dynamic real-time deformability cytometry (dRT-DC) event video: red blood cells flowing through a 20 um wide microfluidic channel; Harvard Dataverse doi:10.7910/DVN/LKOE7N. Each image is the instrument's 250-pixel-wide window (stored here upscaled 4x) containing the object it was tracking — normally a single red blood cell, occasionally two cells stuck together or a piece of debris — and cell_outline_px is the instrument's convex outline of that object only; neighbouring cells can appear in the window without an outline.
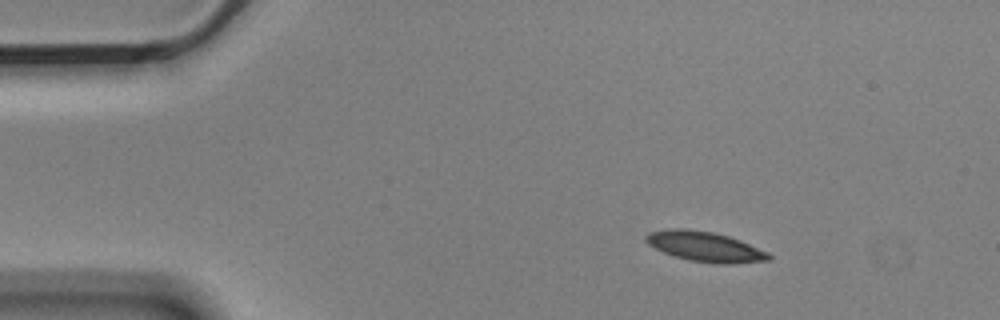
{"species": "Egyptian fruit bat (a non-hibernating species)", "species_latin": "Rousettus aegyptiacus", "temperature_condition": "cold", "stored_images_in_passage": 4, "camera_frame_rate_fps": 3000, "um_per_image_px": 0.085, "animal": {"sex": "male"}, "frame": {"image": 1, "passage_image": 1, "time_ms": 0.0, "image_size_px": [1000, 320], "cell_outline_px": [[772, 256], [768, 260], [728, 264], [716, 264], [688, 260], [664, 252], [648, 244], [644, 240], [644, 236], [648, 232], [668, 228], [688, 228], [712, 232], [728, 236], [740, 240], [768, 252]], "centroid_in_image_um": [59.89, 20.95], "position_along_channel_um": 25.1, "area_um2": 21.5}}
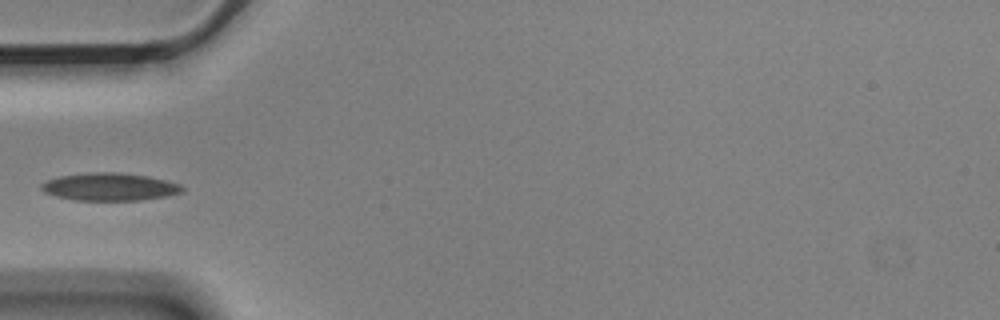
{"frame": {"image": 2, "passage_image": 4, "time_ms": 1.0, "image_size_px": [1000, 320], "cell_outline_px": [[184, 192], [168, 196], [140, 200], [72, 200], [56, 196], [44, 192], [40, 188], [40, 184], [48, 180], [60, 176], [96, 172], [116, 172], [148, 176], [180, 184], [184, 188]], "centroid_in_image_um": [9.33, 15.89], "position_along_channel_um": 75.7, "area_um2": 22.66}}